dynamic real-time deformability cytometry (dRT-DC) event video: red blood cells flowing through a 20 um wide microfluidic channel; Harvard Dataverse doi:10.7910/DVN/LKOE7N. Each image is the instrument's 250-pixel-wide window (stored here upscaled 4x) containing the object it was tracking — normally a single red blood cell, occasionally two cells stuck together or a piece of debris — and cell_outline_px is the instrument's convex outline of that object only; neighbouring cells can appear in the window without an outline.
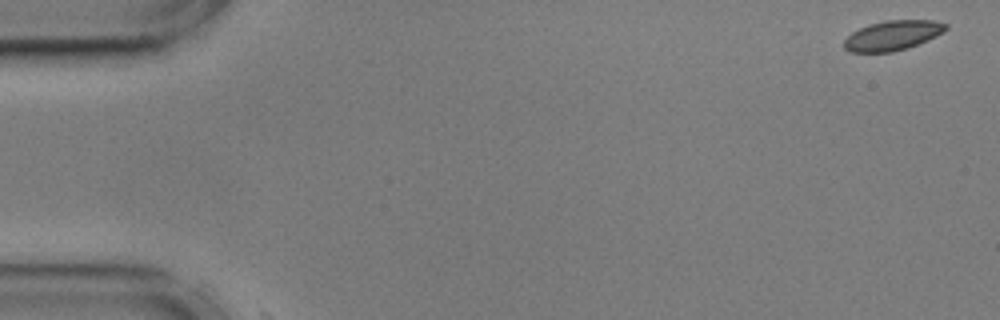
{"species": "common noctule bat (a hibernating species)", "species_latin": "Nyctalus noctula", "temperature_condition": "cold", "stored_images_in_passage": 3, "camera_frame_rate_fps": 3000, "um_per_image_px": 0.085, "animal": {"sex": "male", "body_mass_g": 17.9, "forearm_length_mm": 54.2}, "frame": {"image": 1, "passage_image": 1, "time_ms": 0.0, "image_size_px": [1000, 320], "cell_outline_px": [[948, 28], [944, 32], [928, 40], [908, 48], [892, 52], [848, 52], [844, 48], [844, 40], [852, 32], [868, 24], [884, 20], [932, 20], [948, 24]], "centroid_in_image_um": [75.88, 3.01], "position_along_channel_um": 9.1, "area_um2": 17.8}}